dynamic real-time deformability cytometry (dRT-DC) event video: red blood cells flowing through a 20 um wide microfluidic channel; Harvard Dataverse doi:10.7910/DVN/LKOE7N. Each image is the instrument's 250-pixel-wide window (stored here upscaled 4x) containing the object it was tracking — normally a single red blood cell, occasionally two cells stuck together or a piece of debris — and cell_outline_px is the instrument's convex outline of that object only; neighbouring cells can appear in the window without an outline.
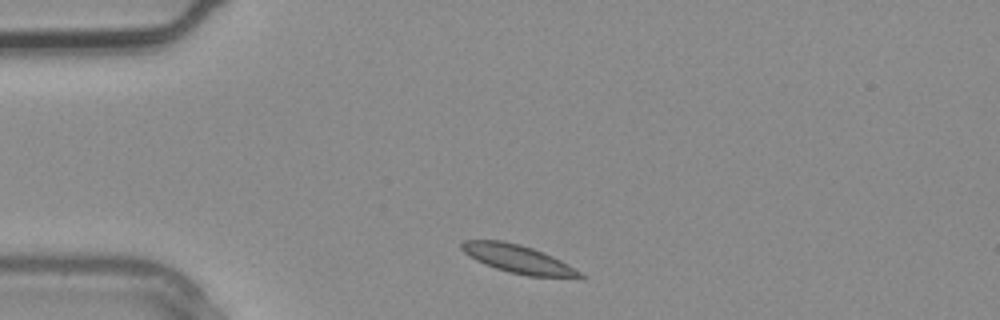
{"species": "common noctule bat (a hibernating species)", "species_latin": "Nyctalus noctula", "temperature_condition": "warm", "stored_images_in_passage": 1, "camera_frame_rate_fps": 3000, "um_per_image_px": 0.085, "animal": {"sex": "male", "body_mass_g": 20.4}, "frame": {"image": 1, "passage_image": 1, "time_ms": 0.0, "image_size_px": [1000, 320], "cell_outline_px": [[588, 276], [528, 276], [508, 272], [484, 264], [476, 260], [464, 252], [460, 248], [460, 244], [464, 240], [500, 240], [520, 244], [544, 252], [568, 264]], "centroid_in_image_um": [43.98, 21.99], "position_along_channel_um": 41.0, "area_um2": 19.13}}